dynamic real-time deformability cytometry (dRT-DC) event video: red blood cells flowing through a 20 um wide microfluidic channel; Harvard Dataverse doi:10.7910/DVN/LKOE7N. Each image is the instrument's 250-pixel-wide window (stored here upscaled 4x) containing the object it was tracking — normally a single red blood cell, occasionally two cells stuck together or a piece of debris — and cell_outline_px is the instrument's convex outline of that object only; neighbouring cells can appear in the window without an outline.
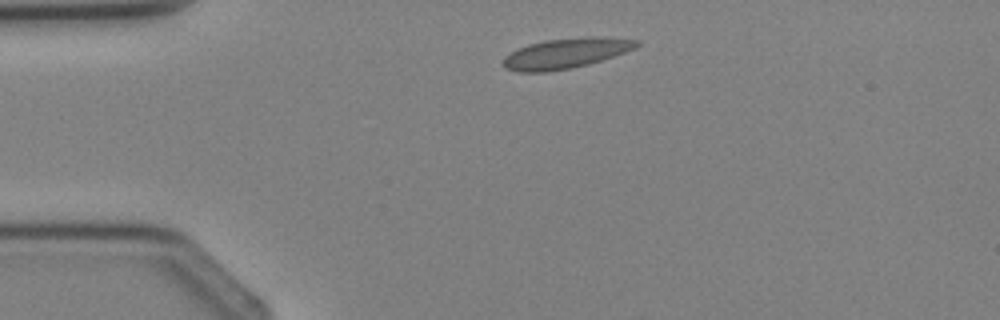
{"species": "Egyptian fruit bat (a non-hibernating species)", "species_latin": "Rousettus aegyptiacus", "temperature_condition": "cold", "stored_images_in_passage": 1, "camera_frame_rate_fps": 3000, "um_per_image_px": 0.085, "animal": {"sex": "female"}, "frame": {"image": 1, "passage_image": 1, "time_ms": 0.0, "image_size_px": [1000, 320], "cell_outline_px": [[640, 44], [636, 48], [588, 64], [572, 68], [548, 72], [520, 72], [504, 68], [500, 64], [500, 60], [504, 56], [528, 44], [544, 40], [588, 36], [596, 36], [640, 40]], "centroid_in_image_um": [48.05, 4.53], "position_along_channel_um": 36.9, "area_um2": 23.64}}